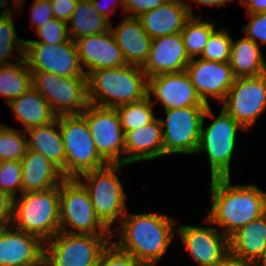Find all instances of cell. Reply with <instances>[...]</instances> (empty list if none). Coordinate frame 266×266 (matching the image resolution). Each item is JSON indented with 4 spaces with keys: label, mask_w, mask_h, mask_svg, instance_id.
I'll use <instances>...</instances> for the list:
<instances>
[{
    "label": "cell",
    "mask_w": 266,
    "mask_h": 266,
    "mask_svg": "<svg viewBox=\"0 0 266 266\" xmlns=\"http://www.w3.org/2000/svg\"><path fill=\"white\" fill-rule=\"evenodd\" d=\"M115 228L119 239L112 243L146 266H155L164 256L173 238L177 222L159 212L129 214L128 210Z\"/></svg>",
    "instance_id": "obj_1"
},
{
    "label": "cell",
    "mask_w": 266,
    "mask_h": 266,
    "mask_svg": "<svg viewBox=\"0 0 266 266\" xmlns=\"http://www.w3.org/2000/svg\"><path fill=\"white\" fill-rule=\"evenodd\" d=\"M210 193L211 208L205 222L217 224L228 237L266 214V192L255 184L233 185L230 177L212 178Z\"/></svg>",
    "instance_id": "obj_2"
},
{
    "label": "cell",
    "mask_w": 266,
    "mask_h": 266,
    "mask_svg": "<svg viewBox=\"0 0 266 266\" xmlns=\"http://www.w3.org/2000/svg\"><path fill=\"white\" fill-rule=\"evenodd\" d=\"M87 88L89 103L117 108L145 98L148 78L139 66L102 68L87 76Z\"/></svg>",
    "instance_id": "obj_3"
},
{
    "label": "cell",
    "mask_w": 266,
    "mask_h": 266,
    "mask_svg": "<svg viewBox=\"0 0 266 266\" xmlns=\"http://www.w3.org/2000/svg\"><path fill=\"white\" fill-rule=\"evenodd\" d=\"M11 226L44 243L53 238L60 231V186L14 198Z\"/></svg>",
    "instance_id": "obj_4"
},
{
    "label": "cell",
    "mask_w": 266,
    "mask_h": 266,
    "mask_svg": "<svg viewBox=\"0 0 266 266\" xmlns=\"http://www.w3.org/2000/svg\"><path fill=\"white\" fill-rule=\"evenodd\" d=\"M207 117H211L214 120L204 129V121ZM239 129L246 131L223 109L215 118L210 105L207 107L202 121L196 154L206 152L210 164L211 179L230 177V165Z\"/></svg>",
    "instance_id": "obj_5"
},
{
    "label": "cell",
    "mask_w": 266,
    "mask_h": 266,
    "mask_svg": "<svg viewBox=\"0 0 266 266\" xmlns=\"http://www.w3.org/2000/svg\"><path fill=\"white\" fill-rule=\"evenodd\" d=\"M122 166L126 164H107L77 178L87 189L96 215L109 230L116 220L121 222L128 210L127 196L117 176Z\"/></svg>",
    "instance_id": "obj_6"
},
{
    "label": "cell",
    "mask_w": 266,
    "mask_h": 266,
    "mask_svg": "<svg viewBox=\"0 0 266 266\" xmlns=\"http://www.w3.org/2000/svg\"><path fill=\"white\" fill-rule=\"evenodd\" d=\"M58 121L65 147V178H78L85 172L109 164L98 153L81 114L60 115Z\"/></svg>",
    "instance_id": "obj_7"
},
{
    "label": "cell",
    "mask_w": 266,
    "mask_h": 266,
    "mask_svg": "<svg viewBox=\"0 0 266 266\" xmlns=\"http://www.w3.org/2000/svg\"><path fill=\"white\" fill-rule=\"evenodd\" d=\"M60 231L113 237L118 235L98 218L87 189L77 178H65L60 184Z\"/></svg>",
    "instance_id": "obj_8"
},
{
    "label": "cell",
    "mask_w": 266,
    "mask_h": 266,
    "mask_svg": "<svg viewBox=\"0 0 266 266\" xmlns=\"http://www.w3.org/2000/svg\"><path fill=\"white\" fill-rule=\"evenodd\" d=\"M113 235L70 234L59 231L44 243L48 266H98L102 252Z\"/></svg>",
    "instance_id": "obj_9"
},
{
    "label": "cell",
    "mask_w": 266,
    "mask_h": 266,
    "mask_svg": "<svg viewBox=\"0 0 266 266\" xmlns=\"http://www.w3.org/2000/svg\"><path fill=\"white\" fill-rule=\"evenodd\" d=\"M32 87L57 115L81 114L89 105L87 77H62L48 72H31Z\"/></svg>",
    "instance_id": "obj_10"
},
{
    "label": "cell",
    "mask_w": 266,
    "mask_h": 266,
    "mask_svg": "<svg viewBox=\"0 0 266 266\" xmlns=\"http://www.w3.org/2000/svg\"><path fill=\"white\" fill-rule=\"evenodd\" d=\"M207 107L166 109L161 119L164 155L196 154L203 117Z\"/></svg>",
    "instance_id": "obj_11"
},
{
    "label": "cell",
    "mask_w": 266,
    "mask_h": 266,
    "mask_svg": "<svg viewBox=\"0 0 266 266\" xmlns=\"http://www.w3.org/2000/svg\"><path fill=\"white\" fill-rule=\"evenodd\" d=\"M81 115L88 124L98 153L109 164H125V133L116 109L89 103Z\"/></svg>",
    "instance_id": "obj_12"
},
{
    "label": "cell",
    "mask_w": 266,
    "mask_h": 266,
    "mask_svg": "<svg viewBox=\"0 0 266 266\" xmlns=\"http://www.w3.org/2000/svg\"><path fill=\"white\" fill-rule=\"evenodd\" d=\"M222 109L231 115L246 131L266 110V73L254 77L235 78Z\"/></svg>",
    "instance_id": "obj_13"
},
{
    "label": "cell",
    "mask_w": 266,
    "mask_h": 266,
    "mask_svg": "<svg viewBox=\"0 0 266 266\" xmlns=\"http://www.w3.org/2000/svg\"><path fill=\"white\" fill-rule=\"evenodd\" d=\"M24 59L31 72H48L62 77H87L72 39L56 45L25 43Z\"/></svg>",
    "instance_id": "obj_14"
},
{
    "label": "cell",
    "mask_w": 266,
    "mask_h": 266,
    "mask_svg": "<svg viewBox=\"0 0 266 266\" xmlns=\"http://www.w3.org/2000/svg\"><path fill=\"white\" fill-rule=\"evenodd\" d=\"M218 227L178 225L176 232L199 266H218L229 254V237Z\"/></svg>",
    "instance_id": "obj_15"
},
{
    "label": "cell",
    "mask_w": 266,
    "mask_h": 266,
    "mask_svg": "<svg viewBox=\"0 0 266 266\" xmlns=\"http://www.w3.org/2000/svg\"><path fill=\"white\" fill-rule=\"evenodd\" d=\"M147 95L153 105L160 102L164 110L209 106L200 98L185 70L148 78Z\"/></svg>",
    "instance_id": "obj_16"
},
{
    "label": "cell",
    "mask_w": 266,
    "mask_h": 266,
    "mask_svg": "<svg viewBox=\"0 0 266 266\" xmlns=\"http://www.w3.org/2000/svg\"><path fill=\"white\" fill-rule=\"evenodd\" d=\"M198 95L207 105L209 98L222 102L235 81L229 62H212L198 57L185 69Z\"/></svg>",
    "instance_id": "obj_17"
},
{
    "label": "cell",
    "mask_w": 266,
    "mask_h": 266,
    "mask_svg": "<svg viewBox=\"0 0 266 266\" xmlns=\"http://www.w3.org/2000/svg\"><path fill=\"white\" fill-rule=\"evenodd\" d=\"M85 75L102 68L126 66L122 50L110 30L104 33L84 36L74 40ZM83 65V66H82Z\"/></svg>",
    "instance_id": "obj_18"
},
{
    "label": "cell",
    "mask_w": 266,
    "mask_h": 266,
    "mask_svg": "<svg viewBox=\"0 0 266 266\" xmlns=\"http://www.w3.org/2000/svg\"><path fill=\"white\" fill-rule=\"evenodd\" d=\"M44 242L12 226L0 229V266H39Z\"/></svg>",
    "instance_id": "obj_19"
},
{
    "label": "cell",
    "mask_w": 266,
    "mask_h": 266,
    "mask_svg": "<svg viewBox=\"0 0 266 266\" xmlns=\"http://www.w3.org/2000/svg\"><path fill=\"white\" fill-rule=\"evenodd\" d=\"M190 60L181 33L161 36L151 40L149 56L142 70L147 78L181 72Z\"/></svg>",
    "instance_id": "obj_20"
},
{
    "label": "cell",
    "mask_w": 266,
    "mask_h": 266,
    "mask_svg": "<svg viewBox=\"0 0 266 266\" xmlns=\"http://www.w3.org/2000/svg\"><path fill=\"white\" fill-rule=\"evenodd\" d=\"M194 16L189 1L169 0L138 17L152 38L181 33L186 21Z\"/></svg>",
    "instance_id": "obj_21"
},
{
    "label": "cell",
    "mask_w": 266,
    "mask_h": 266,
    "mask_svg": "<svg viewBox=\"0 0 266 266\" xmlns=\"http://www.w3.org/2000/svg\"><path fill=\"white\" fill-rule=\"evenodd\" d=\"M164 156L160 118L143 127L125 132V164L152 161Z\"/></svg>",
    "instance_id": "obj_22"
},
{
    "label": "cell",
    "mask_w": 266,
    "mask_h": 266,
    "mask_svg": "<svg viewBox=\"0 0 266 266\" xmlns=\"http://www.w3.org/2000/svg\"><path fill=\"white\" fill-rule=\"evenodd\" d=\"M110 31L126 63L143 67L149 56L152 38L143 29L140 19L126 16L115 29L110 25Z\"/></svg>",
    "instance_id": "obj_23"
},
{
    "label": "cell",
    "mask_w": 266,
    "mask_h": 266,
    "mask_svg": "<svg viewBox=\"0 0 266 266\" xmlns=\"http://www.w3.org/2000/svg\"><path fill=\"white\" fill-rule=\"evenodd\" d=\"M22 163V193L45 191L60 186L61 171L39 152L27 149Z\"/></svg>",
    "instance_id": "obj_24"
},
{
    "label": "cell",
    "mask_w": 266,
    "mask_h": 266,
    "mask_svg": "<svg viewBox=\"0 0 266 266\" xmlns=\"http://www.w3.org/2000/svg\"><path fill=\"white\" fill-rule=\"evenodd\" d=\"M25 132L29 136L27 148L42 154L61 171L65 178V147L58 116L48 124L29 128Z\"/></svg>",
    "instance_id": "obj_25"
},
{
    "label": "cell",
    "mask_w": 266,
    "mask_h": 266,
    "mask_svg": "<svg viewBox=\"0 0 266 266\" xmlns=\"http://www.w3.org/2000/svg\"><path fill=\"white\" fill-rule=\"evenodd\" d=\"M229 246L231 255L257 264L266 246V214L234 232Z\"/></svg>",
    "instance_id": "obj_26"
},
{
    "label": "cell",
    "mask_w": 266,
    "mask_h": 266,
    "mask_svg": "<svg viewBox=\"0 0 266 266\" xmlns=\"http://www.w3.org/2000/svg\"><path fill=\"white\" fill-rule=\"evenodd\" d=\"M8 106L24 127V131L48 124L57 118L48 102L31 87L27 92L12 100Z\"/></svg>",
    "instance_id": "obj_27"
},
{
    "label": "cell",
    "mask_w": 266,
    "mask_h": 266,
    "mask_svg": "<svg viewBox=\"0 0 266 266\" xmlns=\"http://www.w3.org/2000/svg\"><path fill=\"white\" fill-rule=\"evenodd\" d=\"M259 44L250 38L232 40L229 64L235 78L254 77L266 73V61Z\"/></svg>",
    "instance_id": "obj_28"
},
{
    "label": "cell",
    "mask_w": 266,
    "mask_h": 266,
    "mask_svg": "<svg viewBox=\"0 0 266 266\" xmlns=\"http://www.w3.org/2000/svg\"><path fill=\"white\" fill-rule=\"evenodd\" d=\"M110 25L111 23L96 11L91 0H78L67 23V31L69 38L74 41L84 36L107 32Z\"/></svg>",
    "instance_id": "obj_29"
},
{
    "label": "cell",
    "mask_w": 266,
    "mask_h": 266,
    "mask_svg": "<svg viewBox=\"0 0 266 266\" xmlns=\"http://www.w3.org/2000/svg\"><path fill=\"white\" fill-rule=\"evenodd\" d=\"M32 87L31 70L24 57H18L17 61L10 65L0 66V96L5 97L8 105Z\"/></svg>",
    "instance_id": "obj_30"
},
{
    "label": "cell",
    "mask_w": 266,
    "mask_h": 266,
    "mask_svg": "<svg viewBox=\"0 0 266 266\" xmlns=\"http://www.w3.org/2000/svg\"><path fill=\"white\" fill-rule=\"evenodd\" d=\"M216 22L202 20L201 17L191 16L181 31L183 43L190 59L200 57L211 33L215 30Z\"/></svg>",
    "instance_id": "obj_31"
},
{
    "label": "cell",
    "mask_w": 266,
    "mask_h": 266,
    "mask_svg": "<svg viewBox=\"0 0 266 266\" xmlns=\"http://www.w3.org/2000/svg\"><path fill=\"white\" fill-rule=\"evenodd\" d=\"M115 109L124 133L143 127L156 118L153 110L154 105L148 95L139 101L121 105Z\"/></svg>",
    "instance_id": "obj_32"
},
{
    "label": "cell",
    "mask_w": 266,
    "mask_h": 266,
    "mask_svg": "<svg viewBox=\"0 0 266 266\" xmlns=\"http://www.w3.org/2000/svg\"><path fill=\"white\" fill-rule=\"evenodd\" d=\"M13 15H0V66L12 64L13 50L24 57L25 40L18 37Z\"/></svg>",
    "instance_id": "obj_33"
},
{
    "label": "cell",
    "mask_w": 266,
    "mask_h": 266,
    "mask_svg": "<svg viewBox=\"0 0 266 266\" xmlns=\"http://www.w3.org/2000/svg\"><path fill=\"white\" fill-rule=\"evenodd\" d=\"M24 130L0 123V161H21L27 151Z\"/></svg>",
    "instance_id": "obj_34"
},
{
    "label": "cell",
    "mask_w": 266,
    "mask_h": 266,
    "mask_svg": "<svg viewBox=\"0 0 266 266\" xmlns=\"http://www.w3.org/2000/svg\"><path fill=\"white\" fill-rule=\"evenodd\" d=\"M232 38L226 29L214 30L199 58L212 62H229Z\"/></svg>",
    "instance_id": "obj_35"
},
{
    "label": "cell",
    "mask_w": 266,
    "mask_h": 266,
    "mask_svg": "<svg viewBox=\"0 0 266 266\" xmlns=\"http://www.w3.org/2000/svg\"><path fill=\"white\" fill-rule=\"evenodd\" d=\"M0 190L12 198L22 194L21 161H0Z\"/></svg>",
    "instance_id": "obj_36"
},
{
    "label": "cell",
    "mask_w": 266,
    "mask_h": 266,
    "mask_svg": "<svg viewBox=\"0 0 266 266\" xmlns=\"http://www.w3.org/2000/svg\"><path fill=\"white\" fill-rule=\"evenodd\" d=\"M36 33L40 38L39 40L25 39V43L56 45L62 44L70 39L67 31V23L56 18H52L48 22L43 23V25L36 29Z\"/></svg>",
    "instance_id": "obj_37"
},
{
    "label": "cell",
    "mask_w": 266,
    "mask_h": 266,
    "mask_svg": "<svg viewBox=\"0 0 266 266\" xmlns=\"http://www.w3.org/2000/svg\"><path fill=\"white\" fill-rule=\"evenodd\" d=\"M98 266H146L133 256L119 250L112 242L102 252Z\"/></svg>",
    "instance_id": "obj_38"
},
{
    "label": "cell",
    "mask_w": 266,
    "mask_h": 266,
    "mask_svg": "<svg viewBox=\"0 0 266 266\" xmlns=\"http://www.w3.org/2000/svg\"><path fill=\"white\" fill-rule=\"evenodd\" d=\"M250 18L248 24L243 28L245 36L256 44H266V12L247 14Z\"/></svg>",
    "instance_id": "obj_39"
},
{
    "label": "cell",
    "mask_w": 266,
    "mask_h": 266,
    "mask_svg": "<svg viewBox=\"0 0 266 266\" xmlns=\"http://www.w3.org/2000/svg\"><path fill=\"white\" fill-rule=\"evenodd\" d=\"M169 0H124L123 13L127 17H140L143 13L148 12Z\"/></svg>",
    "instance_id": "obj_40"
},
{
    "label": "cell",
    "mask_w": 266,
    "mask_h": 266,
    "mask_svg": "<svg viewBox=\"0 0 266 266\" xmlns=\"http://www.w3.org/2000/svg\"><path fill=\"white\" fill-rule=\"evenodd\" d=\"M29 13L31 15V23L36 29L54 18L50 0H34Z\"/></svg>",
    "instance_id": "obj_41"
},
{
    "label": "cell",
    "mask_w": 266,
    "mask_h": 266,
    "mask_svg": "<svg viewBox=\"0 0 266 266\" xmlns=\"http://www.w3.org/2000/svg\"><path fill=\"white\" fill-rule=\"evenodd\" d=\"M54 18L68 23L78 0H50Z\"/></svg>",
    "instance_id": "obj_42"
},
{
    "label": "cell",
    "mask_w": 266,
    "mask_h": 266,
    "mask_svg": "<svg viewBox=\"0 0 266 266\" xmlns=\"http://www.w3.org/2000/svg\"><path fill=\"white\" fill-rule=\"evenodd\" d=\"M13 200L9 194L0 190V229L11 226L13 216Z\"/></svg>",
    "instance_id": "obj_43"
},
{
    "label": "cell",
    "mask_w": 266,
    "mask_h": 266,
    "mask_svg": "<svg viewBox=\"0 0 266 266\" xmlns=\"http://www.w3.org/2000/svg\"><path fill=\"white\" fill-rule=\"evenodd\" d=\"M106 1V0H105ZM91 2H92V4H93V6H94V8L96 9V11L100 14V15H102L103 17H105L110 23H111V20H110V15H112V13H114L115 12V6L118 4L120 7H122V9H124V0H115V4H113L112 2V6L108 3V5H107V7H103L102 6V4H100V1H97V0H91ZM107 4V3H106ZM111 6V7H110ZM114 7V8H113Z\"/></svg>",
    "instance_id": "obj_44"
},
{
    "label": "cell",
    "mask_w": 266,
    "mask_h": 266,
    "mask_svg": "<svg viewBox=\"0 0 266 266\" xmlns=\"http://www.w3.org/2000/svg\"><path fill=\"white\" fill-rule=\"evenodd\" d=\"M246 7L247 14L266 12V0H239Z\"/></svg>",
    "instance_id": "obj_45"
},
{
    "label": "cell",
    "mask_w": 266,
    "mask_h": 266,
    "mask_svg": "<svg viewBox=\"0 0 266 266\" xmlns=\"http://www.w3.org/2000/svg\"><path fill=\"white\" fill-rule=\"evenodd\" d=\"M218 266H257V264L229 254Z\"/></svg>",
    "instance_id": "obj_46"
},
{
    "label": "cell",
    "mask_w": 266,
    "mask_h": 266,
    "mask_svg": "<svg viewBox=\"0 0 266 266\" xmlns=\"http://www.w3.org/2000/svg\"><path fill=\"white\" fill-rule=\"evenodd\" d=\"M10 0H0V10H1V8H2V10H1V16H3V15H9V14H12L13 12L14 13H16L15 11H17L18 10V0H11L12 1V3H13V5H11V3L9 2ZM7 6V7H6ZM10 6H13V8L12 9H10L11 7ZM17 6V8H15V7ZM6 7V8H5ZM16 9V10H15ZM13 10H15V11H13Z\"/></svg>",
    "instance_id": "obj_47"
},
{
    "label": "cell",
    "mask_w": 266,
    "mask_h": 266,
    "mask_svg": "<svg viewBox=\"0 0 266 266\" xmlns=\"http://www.w3.org/2000/svg\"><path fill=\"white\" fill-rule=\"evenodd\" d=\"M193 2H196L198 4H202L205 6L213 7V6H219V7H225V4H228L232 0H190Z\"/></svg>",
    "instance_id": "obj_48"
},
{
    "label": "cell",
    "mask_w": 266,
    "mask_h": 266,
    "mask_svg": "<svg viewBox=\"0 0 266 266\" xmlns=\"http://www.w3.org/2000/svg\"><path fill=\"white\" fill-rule=\"evenodd\" d=\"M257 266H266V246H265L262 259L257 263Z\"/></svg>",
    "instance_id": "obj_49"
},
{
    "label": "cell",
    "mask_w": 266,
    "mask_h": 266,
    "mask_svg": "<svg viewBox=\"0 0 266 266\" xmlns=\"http://www.w3.org/2000/svg\"><path fill=\"white\" fill-rule=\"evenodd\" d=\"M25 2V0H18V6L20 7V9H22L23 7V3Z\"/></svg>",
    "instance_id": "obj_50"
},
{
    "label": "cell",
    "mask_w": 266,
    "mask_h": 266,
    "mask_svg": "<svg viewBox=\"0 0 266 266\" xmlns=\"http://www.w3.org/2000/svg\"><path fill=\"white\" fill-rule=\"evenodd\" d=\"M39 266H48L44 261Z\"/></svg>",
    "instance_id": "obj_51"
}]
</instances>
